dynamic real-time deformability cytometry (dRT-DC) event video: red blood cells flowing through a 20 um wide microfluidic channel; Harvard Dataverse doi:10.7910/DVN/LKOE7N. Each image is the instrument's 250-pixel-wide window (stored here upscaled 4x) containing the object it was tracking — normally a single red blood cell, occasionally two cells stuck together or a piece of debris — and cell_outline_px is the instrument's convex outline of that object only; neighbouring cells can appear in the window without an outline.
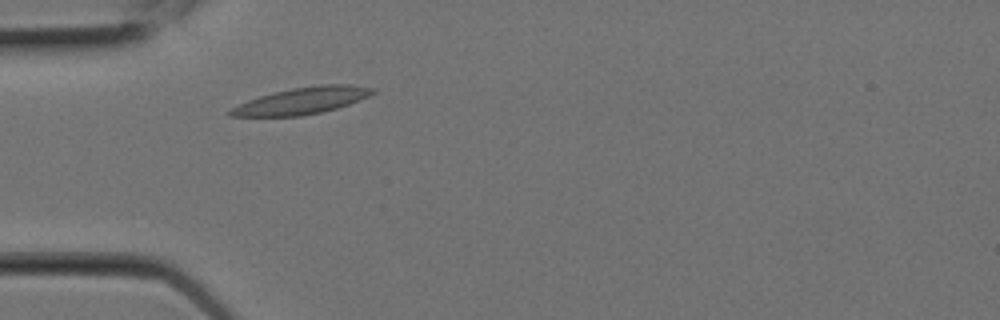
{"species": "Egyptian fruit bat (a non-hibernating species)", "species_latin": "Rousettus aegyptiacus", "temperature_condition": "room temperature", "stored_images_in_passage": 3, "camera_frame_rate_fps": 3000, "um_per_image_px": 0.085, "animal": {"sex": "female"}, "frame": {"image": 1, "passage_image": 3, "time_ms": 0.667, "image_size_px": [1000, 320], "cell_outline_px": [[376, 92], [368, 96], [348, 104], [336, 108], [320, 112], [300, 116], [228, 116], [228, 112], [232, 108], [248, 100], [260, 96], [292, 88], [320, 84], [348, 84], [376, 88]], "centroid_in_image_um": [25.7, 8.55], "position_along_channel_um": 59.3, "area_um2": 21.85}}